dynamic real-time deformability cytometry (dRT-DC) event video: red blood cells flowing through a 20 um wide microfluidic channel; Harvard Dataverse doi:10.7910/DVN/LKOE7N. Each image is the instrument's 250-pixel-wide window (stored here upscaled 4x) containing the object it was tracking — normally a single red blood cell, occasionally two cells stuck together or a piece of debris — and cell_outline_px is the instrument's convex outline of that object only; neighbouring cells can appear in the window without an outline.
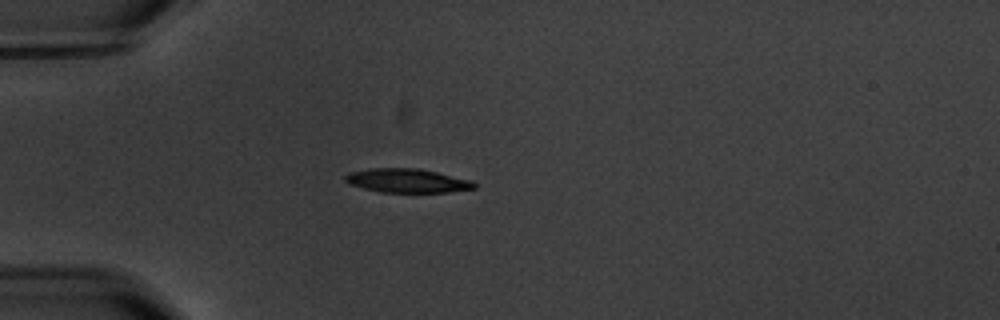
{"species": "common noctule bat (a hibernating species)", "species_latin": "Nyctalus noctula", "temperature_condition": "warm", "stored_images_in_passage": 3, "camera_frame_rate_fps": 3000, "um_per_image_px": 0.085, "animal": {"sex": "male", "body_mass_g": 20.1, "forearm_length_mm": 53.5}, "frame": {"image": 1, "passage_image": 3, "time_ms": 3.667, "image_size_px": [1000, 320], "cell_outline_px": [[476, 188], [448, 192], [380, 192], [348, 184], [344, 180], [344, 176], [348, 172], [372, 168], [416, 168], [436, 172], [468, 180], [476, 184]], "centroid_in_image_um": [34.54, 15.36], "position_along_channel_um": 50.5, "area_um2": 17.8}}